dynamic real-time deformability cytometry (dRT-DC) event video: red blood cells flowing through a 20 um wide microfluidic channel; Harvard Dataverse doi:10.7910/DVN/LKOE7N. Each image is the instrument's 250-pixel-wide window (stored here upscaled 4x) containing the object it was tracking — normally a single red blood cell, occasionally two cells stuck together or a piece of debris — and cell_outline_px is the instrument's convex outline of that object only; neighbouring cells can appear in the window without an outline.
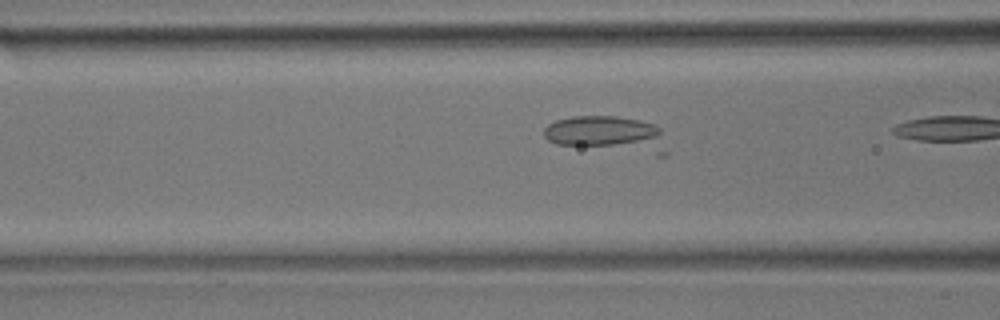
{"species": "common noctule bat (a hibernating species)", "species_latin": "Nyctalus noctula", "temperature_condition": "room temperature", "stored_images_in_passage": 20, "camera_frame_rate_fps": 3000, "um_per_image_px": 0.085, "animal": {"sex": "male", "body_mass_g": 17.9}, "frame": {"image": 1, "passage_image": 16, "time_ms": 5.0, "image_size_px": [1000, 320], "cell_outline_px": [[668, 156], [656, 156], [556, 144], [548, 140], [544, 136], [544, 128], [548, 124], [556, 120], [572, 116], [616, 116], [640, 120], [656, 124], [660, 128], [668, 152]], "centroid_in_image_um": [51.7, 11.44], "position_along_channel_um": 114.9, "area_um2": 26.59}}